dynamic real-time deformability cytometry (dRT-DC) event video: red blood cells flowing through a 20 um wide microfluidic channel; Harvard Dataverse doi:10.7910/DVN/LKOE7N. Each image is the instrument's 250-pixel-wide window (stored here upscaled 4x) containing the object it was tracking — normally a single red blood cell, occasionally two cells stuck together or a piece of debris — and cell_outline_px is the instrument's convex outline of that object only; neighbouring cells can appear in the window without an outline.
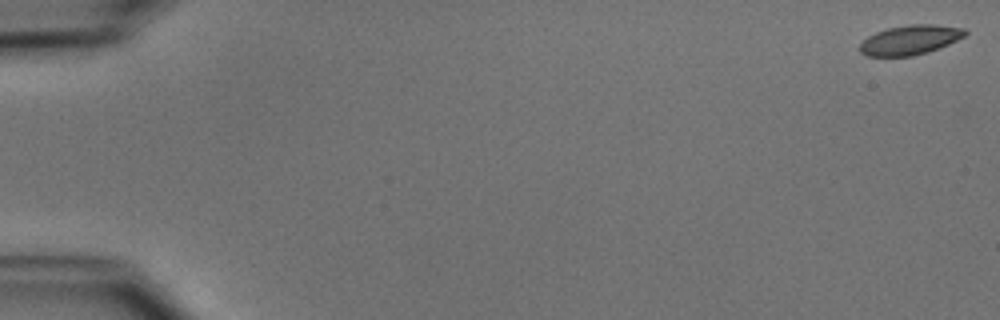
{"species": "common noctule bat (a hibernating species)", "species_latin": "Nyctalus noctula", "temperature_condition": "cold", "stored_images_in_passage": 35, "camera_frame_rate_fps": 3000, "um_per_image_px": 0.085, "animal": {"sex": "male", "body_mass_g": 15.6}, "frame": {"image": 1, "passage_image": 1, "time_ms": 0.0, "image_size_px": [1000, 320], "cell_outline_px": [[968, 32], [964, 36], [948, 44], [928, 52], [912, 56], [868, 56], [860, 52], [860, 44], [868, 36], [876, 32], [888, 28], [908, 24], [932, 24], [964, 28]], "centroid_in_image_um": [77.35, 3.39], "position_along_channel_um": 7.6, "area_um2": 18.03}}
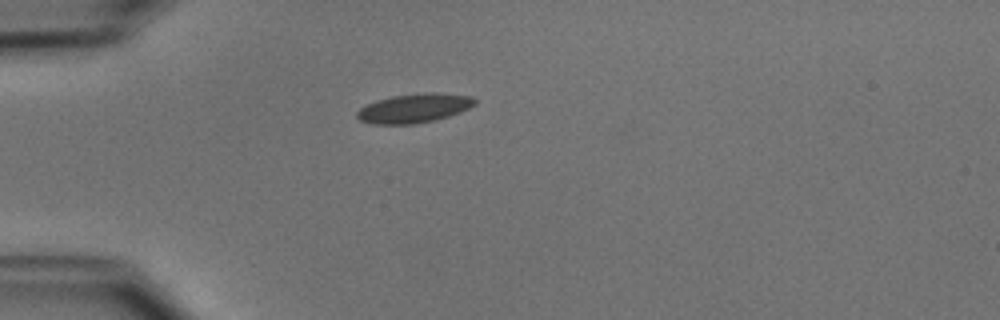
{"frame": {"image": 2, "passage_image": 15, "time_ms": 4.667, "image_size_px": [1000, 320], "cell_outline_px": [[476, 104], [460, 112], [436, 120], [416, 124], [372, 124], [360, 120], [356, 116], [356, 112], [360, 108], [376, 100], [392, 96], [424, 92], [436, 92], [472, 96], [476, 100]], "centroid_in_image_um": [35.21, 9.19], "position_along_channel_um": 49.8, "area_um2": 20.11}}
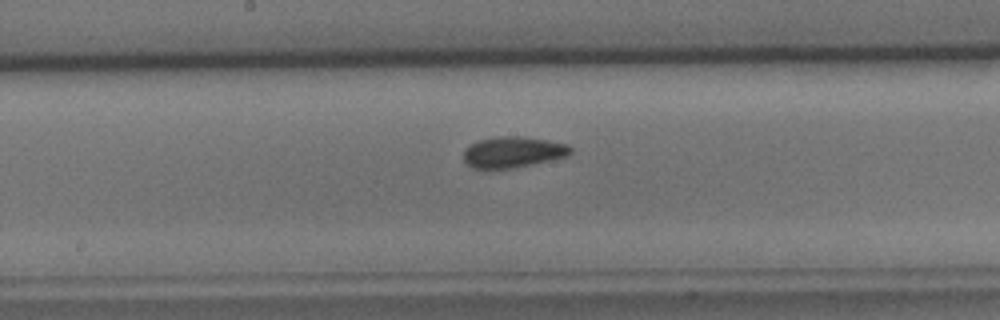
{"frame": {"image": 3, "passage_image": 28, "time_ms": 9.0, "image_size_px": [1000, 320], "cell_outline_px": [[572, 152], [564, 156], [532, 164], [512, 168], [472, 168], [464, 160], [464, 148], [480, 140], [496, 136], [524, 136], [548, 140], [568, 144], [572, 148]], "centroid_in_image_um": [43.59, 12.91], "position_along_channel_um": 204.6, "area_um2": 19.13}}